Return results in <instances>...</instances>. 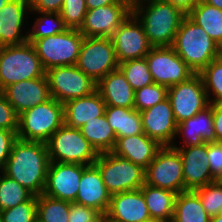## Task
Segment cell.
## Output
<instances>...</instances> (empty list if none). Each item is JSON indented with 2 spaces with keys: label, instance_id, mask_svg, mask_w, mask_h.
Here are the masks:
<instances>
[{
  "label": "cell",
  "instance_id": "e575fe53",
  "mask_svg": "<svg viewBox=\"0 0 222 222\" xmlns=\"http://www.w3.org/2000/svg\"><path fill=\"white\" fill-rule=\"evenodd\" d=\"M210 104L222 103V56L211 61L200 73Z\"/></svg>",
  "mask_w": 222,
  "mask_h": 222
},
{
  "label": "cell",
  "instance_id": "277c9868",
  "mask_svg": "<svg viewBox=\"0 0 222 222\" xmlns=\"http://www.w3.org/2000/svg\"><path fill=\"white\" fill-rule=\"evenodd\" d=\"M45 73L30 42L0 47V92L10 84L43 77Z\"/></svg>",
  "mask_w": 222,
  "mask_h": 222
},
{
  "label": "cell",
  "instance_id": "f35d334b",
  "mask_svg": "<svg viewBox=\"0 0 222 222\" xmlns=\"http://www.w3.org/2000/svg\"><path fill=\"white\" fill-rule=\"evenodd\" d=\"M37 196L10 209L0 211L2 222H37Z\"/></svg>",
  "mask_w": 222,
  "mask_h": 222
},
{
  "label": "cell",
  "instance_id": "7bdbcfd3",
  "mask_svg": "<svg viewBox=\"0 0 222 222\" xmlns=\"http://www.w3.org/2000/svg\"><path fill=\"white\" fill-rule=\"evenodd\" d=\"M17 139V131L0 129V172L3 171L13 144Z\"/></svg>",
  "mask_w": 222,
  "mask_h": 222
},
{
  "label": "cell",
  "instance_id": "30bf717a",
  "mask_svg": "<svg viewBox=\"0 0 222 222\" xmlns=\"http://www.w3.org/2000/svg\"><path fill=\"white\" fill-rule=\"evenodd\" d=\"M51 97L64 104L96 90L97 83L76 65L54 67L45 73Z\"/></svg>",
  "mask_w": 222,
  "mask_h": 222
},
{
  "label": "cell",
  "instance_id": "7c38bea8",
  "mask_svg": "<svg viewBox=\"0 0 222 222\" xmlns=\"http://www.w3.org/2000/svg\"><path fill=\"white\" fill-rule=\"evenodd\" d=\"M145 58L153 82L167 88L195 75L171 46L152 47Z\"/></svg>",
  "mask_w": 222,
  "mask_h": 222
},
{
  "label": "cell",
  "instance_id": "f5cc1de1",
  "mask_svg": "<svg viewBox=\"0 0 222 222\" xmlns=\"http://www.w3.org/2000/svg\"><path fill=\"white\" fill-rule=\"evenodd\" d=\"M98 222H115L111 220L107 215H103Z\"/></svg>",
  "mask_w": 222,
  "mask_h": 222
},
{
  "label": "cell",
  "instance_id": "6da1fadb",
  "mask_svg": "<svg viewBox=\"0 0 222 222\" xmlns=\"http://www.w3.org/2000/svg\"><path fill=\"white\" fill-rule=\"evenodd\" d=\"M49 163L45 142L17 139L2 172L39 196L46 186Z\"/></svg>",
  "mask_w": 222,
  "mask_h": 222
},
{
  "label": "cell",
  "instance_id": "ba28073f",
  "mask_svg": "<svg viewBox=\"0 0 222 222\" xmlns=\"http://www.w3.org/2000/svg\"><path fill=\"white\" fill-rule=\"evenodd\" d=\"M49 160L59 163L92 165L98 153L81 134L79 128L63 124L46 142Z\"/></svg>",
  "mask_w": 222,
  "mask_h": 222
},
{
  "label": "cell",
  "instance_id": "11a10c76",
  "mask_svg": "<svg viewBox=\"0 0 222 222\" xmlns=\"http://www.w3.org/2000/svg\"><path fill=\"white\" fill-rule=\"evenodd\" d=\"M147 222H167V221H164V220H156V219H151Z\"/></svg>",
  "mask_w": 222,
  "mask_h": 222
},
{
  "label": "cell",
  "instance_id": "836d02e7",
  "mask_svg": "<svg viewBox=\"0 0 222 222\" xmlns=\"http://www.w3.org/2000/svg\"><path fill=\"white\" fill-rule=\"evenodd\" d=\"M33 194L16 180L0 172V211L28 201Z\"/></svg>",
  "mask_w": 222,
  "mask_h": 222
},
{
  "label": "cell",
  "instance_id": "7402d4cb",
  "mask_svg": "<svg viewBox=\"0 0 222 222\" xmlns=\"http://www.w3.org/2000/svg\"><path fill=\"white\" fill-rule=\"evenodd\" d=\"M111 195L102 180L100 170L95 164L88 165L82 172L75 203L95 208L106 215Z\"/></svg>",
  "mask_w": 222,
  "mask_h": 222
},
{
  "label": "cell",
  "instance_id": "e0dca14e",
  "mask_svg": "<svg viewBox=\"0 0 222 222\" xmlns=\"http://www.w3.org/2000/svg\"><path fill=\"white\" fill-rule=\"evenodd\" d=\"M144 133L161 146H172L177 134V122L168 98L140 112Z\"/></svg>",
  "mask_w": 222,
  "mask_h": 222
},
{
  "label": "cell",
  "instance_id": "db71d44e",
  "mask_svg": "<svg viewBox=\"0 0 222 222\" xmlns=\"http://www.w3.org/2000/svg\"><path fill=\"white\" fill-rule=\"evenodd\" d=\"M10 0H0V10L9 2Z\"/></svg>",
  "mask_w": 222,
  "mask_h": 222
},
{
  "label": "cell",
  "instance_id": "4fadbf2b",
  "mask_svg": "<svg viewBox=\"0 0 222 222\" xmlns=\"http://www.w3.org/2000/svg\"><path fill=\"white\" fill-rule=\"evenodd\" d=\"M167 98L171 103L177 124L194 117L210 105L202 77L199 74L169 87Z\"/></svg>",
  "mask_w": 222,
  "mask_h": 222
},
{
  "label": "cell",
  "instance_id": "cb8c5ba5",
  "mask_svg": "<svg viewBox=\"0 0 222 222\" xmlns=\"http://www.w3.org/2000/svg\"><path fill=\"white\" fill-rule=\"evenodd\" d=\"M162 147L156 140L142 133L119 137L112 153L146 169Z\"/></svg>",
  "mask_w": 222,
  "mask_h": 222
},
{
  "label": "cell",
  "instance_id": "f6af8a7d",
  "mask_svg": "<svg viewBox=\"0 0 222 222\" xmlns=\"http://www.w3.org/2000/svg\"><path fill=\"white\" fill-rule=\"evenodd\" d=\"M64 0H29L30 12L60 13Z\"/></svg>",
  "mask_w": 222,
  "mask_h": 222
},
{
  "label": "cell",
  "instance_id": "74e56055",
  "mask_svg": "<svg viewBox=\"0 0 222 222\" xmlns=\"http://www.w3.org/2000/svg\"><path fill=\"white\" fill-rule=\"evenodd\" d=\"M202 202V205L210 217L222 213V184L215 182L194 190Z\"/></svg>",
  "mask_w": 222,
  "mask_h": 222
},
{
  "label": "cell",
  "instance_id": "3957f363",
  "mask_svg": "<svg viewBox=\"0 0 222 222\" xmlns=\"http://www.w3.org/2000/svg\"><path fill=\"white\" fill-rule=\"evenodd\" d=\"M183 61L199 74L211 61L221 56L218 46L202 27L185 16L171 46Z\"/></svg>",
  "mask_w": 222,
  "mask_h": 222
},
{
  "label": "cell",
  "instance_id": "ac0fdd59",
  "mask_svg": "<svg viewBox=\"0 0 222 222\" xmlns=\"http://www.w3.org/2000/svg\"><path fill=\"white\" fill-rule=\"evenodd\" d=\"M1 93L12 105L18 116L52 98L46 75L10 84Z\"/></svg>",
  "mask_w": 222,
  "mask_h": 222
},
{
  "label": "cell",
  "instance_id": "f1b7e54d",
  "mask_svg": "<svg viewBox=\"0 0 222 222\" xmlns=\"http://www.w3.org/2000/svg\"><path fill=\"white\" fill-rule=\"evenodd\" d=\"M79 130L98 154L109 153L114 149L116 134L107 122L105 114L88 120Z\"/></svg>",
  "mask_w": 222,
  "mask_h": 222
},
{
  "label": "cell",
  "instance_id": "ab89813d",
  "mask_svg": "<svg viewBox=\"0 0 222 222\" xmlns=\"http://www.w3.org/2000/svg\"><path fill=\"white\" fill-rule=\"evenodd\" d=\"M87 13L85 0H64L60 11L61 18L68 29L79 30Z\"/></svg>",
  "mask_w": 222,
  "mask_h": 222
},
{
  "label": "cell",
  "instance_id": "7dc6e473",
  "mask_svg": "<svg viewBox=\"0 0 222 222\" xmlns=\"http://www.w3.org/2000/svg\"><path fill=\"white\" fill-rule=\"evenodd\" d=\"M169 2L175 7H178L186 15L192 10V8L198 3L199 0H163Z\"/></svg>",
  "mask_w": 222,
  "mask_h": 222
},
{
  "label": "cell",
  "instance_id": "52a82bcc",
  "mask_svg": "<svg viewBox=\"0 0 222 222\" xmlns=\"http://www.w3.org/2000/svg\"><path fill=\"white\" fill-rule=\"evenodd\" d=\"M94 164L100 170L110 195L140 189L145 183V169L112 152L98 155Z\"/></svg>",
  "mask_w": 222,
  "mask_h": 222
},
{
  "label": "cell",
  "instance_id": "681fc988",
  "mask_svg": "<svg viewBox=\"0 0 222 222\" xmlns=\"http://www.w3.org/2000/svg\"><path fill=\"white\" fill-rule=\"evenodd\" d=\"M205 3L222 10V0H203Z\"/></svg>",
  "mask_w": 222,
  "mask_h": 222
},
{
  "label": "cell",
  "instance_id": "ee69618b",
  "mask_svg": "<svg viewBox=\"0 0 222 222\" xmlns=\"http://www.w3.org/2000/svg\"><path fill=\"white\" fill-rule=\"evenodd\" d=\"M208 166L213 176L222 168V143H207Z\"/></svg>",
  "mask_w": 222,
  "mask_h": 222
},
{
  "label": "cell",
  "instance_id": "2e32d148",
  "mask_svg": "<svg viewBox=\"0 0 222 222\" xmlns=\"http://www.w3.org/2000/svg\"><path fill=\"white\" fill-rule=\"evenodd\" d=\"M86 165L50 161L43 194L68 202H75L82 172Z\"/></svg>",
  "mask_w": 222,
  "mask_h": 222
},
{
  "label": "cell",
  "instance_id": "4316f807",
  "mask_svg": "<svg viewBox=\"0 0 222 222\" xmlns=\"http://www.w3.org/2000/svg\"><path fill=\"white\" fill-rule=\"evenodd\" d=\"M104 114L117 139L144 133L141 114L134 108L106 106Z\"/></svg>",
  "mask_w": 222,
  "mask_h": 222
},
{
  "label": "cell",
  "instance_id": "7a4b0ae2",
  "mask_svg": "<svg viewBox=\"0 0 222 222\" xmlns=\"http://www.w3.org/2000/svg\"><path fill=\"white\" fill-rule=\"evenodd\" d=\"M132 13L142 23L153 47L172 46L182 19L178 7L163 0H141L132 5Z\"/></svg>",
  "mask_w": 222,
  "mask_h": 222
},
{
  "label": "cell",
  "instance_id": "d6a6232c",
  "mask_svg": "<svg viewBox=\"0 0 222 222\" xmlns=\"http://www.w3.org/2000/svg\"><path fill=\"white\" fill-rule=\"evenodd\" d=\"M39 14L34 19V24L28 32V40H37L43 37H48L64 32L68 29L60 13H48V12H30V14Z\"/></svg>",
  "mask_w": 222,
  "mask_h": 222
},
{
  "label": "cell",
  "instance_id": "9c48e42d",
  "mask_svg": "<svg viewBox=\"0 0 222 222\" xmlns=\"http://www.w3.org/2000/svg\"><path fill=\"white\" fill-rule=\"evenodd\" d=\"M76 66L94 82L119 67L111 38L84 37Z\"/></svg>",
  "mask_w": 222,
  "mask_h": 222
},
{
  "label": "cell",
  "instance_id": "d590c367",
  "mask_svg": "<svg viewBox=\"0 0 222 222\" xmlns=\"http://www.w3.org/2000/svg\"><path fill=\"white\" fill-rule=\"evenodd\" d=\"M118 69L134 91L154 83L145 57L124 61Z\"/></svg>",
  "mask_w": 222,
  "mask_h": 222
},
{
  "label": "cell",
  "instance_id": "d6986e66",
  "mask_svg": "<svg viewBox=\"0 0 222 222\" xmlns=\"http://www.w3.org/2000/svg\"><path fill=\"white\" fill-rule=\"evenodd\" d=\"M29 12V0H10L0 10V47L28 42V31L26 34L23 32L26 31L24 23L28 21Z\"/></svg>",
  "mask_w": 222,
  "mask_h": 222
},
{
  "label": "cell",
  "instance_id": "f907efd6",
  "mask_svg": "<svg viewBox=\"0 0 222 222\" xmlns=\"http://www.w3.org/2000/svg\"><path fill=\"white\" fill-rule=\"evenodd\" d=\"M213 182L218 183V184H222V168L214 176Z\"/></svg>",
  "mask_w": 222,
  "mask_h": 222
},
{
  "label": "cell",
  "instance_id": "5bb4252c",
  "mask_svg": "<svg viewBox=\"0 0 222 222\" xmlns=\"http://www.w3.org/2000/svg\"><path fill=\"white\" fill-rule=\"evenodd\" d=\"M118 63L145 57L153 47L145 34L142 23L131 13L112 34Z\"/></svg>",
  "mask_w": 222,
  "mask_h": 222
},
{
  "label": "cell",
  "instance_id": "1f68e13d",
  "mask_svg": "<svg viewBox=\"0 0 222 222\" xmlns=\"http://www.w3.org/2000/svg\"><path fill=\"white\" fill-rule=\"evenodd\" d=\"M70 202L45 194L37 196V222H68Z\"/></svg>",
  "mask_w": 222,
  "mask_h": 222
},
{
  "label": "cell",
  "instance_id": "83f0119b",
  "mask_svg": "<svg viewBox=\"0 0 222 222\" xmlns=\"http://www.w3.org/2000/svg\"><path fill=\"white\" fill-rule=\"evenodd\" d=\"M151 219L172 222L177 193L144 183L140 188Z\"/></svg>",
  "mask_w": 222,
  "mask_h": 222
},
{
  "label": "cell",
  "instance_id": "44dd1931",
  "mask_svg": "<svg viewBox=\"0 0 222 222\" xmlns=\"http://www.w3.org/2000/svg\"><path fill=\"white\" fill-rule=\"evenodd\" d=\"M106 215L115 222H147L151 220L140 189L111 195Z\"/></svg>",
  "mask_w": 222,
  "mask_h": 222
},
{
  "label": "cell",
  "instance_id": "816d5d0a",
  "mask_svg": "<svg viewBox=\"0 0 222 222\" xmlns=\"http://www.w3.org/2000/svg\"><path fill=\"white\" fill-rule=\"evenodd\" d=\"M210 222H222V213L211 217Z\"/></svg>",
  "mask_w": 222,
  "mask_h": 222
},
{
  "label": "cell",
  "instance_id": "603a6c76",
  "mask_svg": "<svg viewBox=\"0 0 222 222\" xmlns=\"http://www.w3.org/2000/svg\"><path fill=\"white\" fill-rule=\"evenodd\" d=\"M178 137L183 139V144L177 145L176 142H174L172 145L174 149L183 146L216 142L213 126V104H210L209 107L197 113L194 117L179 123L177 126L176 139Z\"/></svg>",
  "mask_w": 222,
  "mask_h": 222
},
{
  "label": "cell",
  "instance_id": "60d3db41",
  "mask_svg": "<svg viewBox=\"0 0 222 222\" xmlns=\"http://www.w3.org/2000/svg\"><path fill=\"white\" fill-rule=\"evenodd\" d=\"M103 214L95 208L70 202L68 222H98Z\"/></svg>",
  "mask_w": 222,
  "mask_h": 222
},
{
  "label": "cell",
  "instance_id": "9a60e30c",
  "mask_svg": "<svg viewBox=\"0 0 222 222\" xmlns=\"http://www.w3.org/2000/svg\"><path fill=\"white\" fill-rule=\"evenodd\" d=\"M132 4L123 0L120 4H111L97 9L87 10L79 29L84 37H108L130 16Z\"/></svg>",
  "mask_w": 222,
  "mask_h": 222
},
{
  "label": "cell",
  "instance_id": "9f6ffc18",
  "mask_svg": "<svg viewBox=\"0 0 222 222\" xmlns=\"http://www.w3.org/2000/svg\"><path fill=\"white\" fill-rule=\"evenodd\" d=\"M132 5L138 1H141V0H128Z\"/></svg>",
  "mask_w": 222,
  "mask_h": 222
},
{
  "label": "cell",
  "instance_id": "b9f144b4",
  "mask_svg": "<svg viewBox=\"0 0 222 222\" xmlns=\"http://www.w3.org/2000/svg\"><path fill=\"white\" fill-rule=\"evenodd\" d=\"M0 129L17 131L18 115L8 102L6 97L0 92Z\"/></svg>",
  "mask_w": 222,
  "mask_h": 222
},
{
  "label": "cell",
  "instance_id": "8fae6325",
  "mask_svg": "<svg viewBox=\"0 0 222 222\" xmlns=\"http://www.w3.org/2000/svg\"><path fill=\"white\" fill-rule=\"evenodd\" d=\"M145 183L177 194L185 191L180 153L172 146H163L145 169Z\"/></svg>",
  "mask_w": 222,
  "mask_h": 222
},
{
  "label": "cell",
  "instance_id": "bcb514c9",
  "mask_svg": "<svg viewBox=\"0 0 222 222\" xmlns=\"http://www.w3.org/2000/svg\"><path fill=\"white\" fill-rule=\"evenodd\" d=\"M213 126L216 142L222 143V103L213 104Z\"/></svg>",
  "mask_w": 222,
  "mask_h": 222
},
{
  "label": "cell",
  "instance_id": "8d00e7d4",
  "mask_svg": "<svg viewBox=\"0 0 222 222\" xmlns=\"http://www.w3.org/2000/svg\"><path fill=\"white\" fill-rule=\"evenodd\" d=\"M168 88L156 83L135 91L134 109L142 112L167 98Z\"/></svg>",
  "mask_w": 222,
  "mask_h": 222
},
{
  "label": "cell",
  "instance_id": "f546056e",
  "mask_svg": "<svg viewBox=\"0 0 222 222\" xmlns=\"http://www.w3.org/2000/svg\"><path fill=\"white\" fill-rule=\"evenodd\" d=\"M222 48V10L199 0L186 15Z\"/></svg>",
  "mask_w": 222,
  "mask_h": 222
},
{
  "label": "cell",
  "instance_id": "ffe728a7",
  "mask_svg": "<svg viewBox=\"0 0 222 222\" xmlns=\"http://www.w3.org/2000/svg\"><path fill=\"white\" fill-rule=\"evenodd\" d=\"M182 158V170L186 190H196L213 182L208 166L207 143L183 146L176 149Z\"/></svg>",
  "mask_w": 222,
  "mask_h": 222
},
{
  "label": "cell",
  "instance_id": "5b68a950",
  "mask_svg": "<svg viewBox=\"0 0 222 222\" xmlns=\"http://www.w3.org/2000/svg\"><path fill=\"white\" fill-rule=\"evenodd\" d=\"M64 124V104L51 98L18 116L17 138L47 142Z\"/></svg>",
  "mask_w": 222,
  "mask_h": 222
},
{
  "label": "cell",
  "instance_id": "484cf974",
  "mask_svg": "<svg viewBox=\"0 0 222 222\" xmlns=\"http://www.w3.org/2000/svg\"><path fill=\"white\" fill-rule=\"evenodd\" d=\"M106 103L100 93L73 99L64 103V124L72 128H80L88 120L104 115Z\"/></svg>",
  "mask_w": 222,
  "mask_h": 222
},
{
  "label": "cell",
  "instance_id": "d4e9b609",
  "mask_svg": "<svg viewBox=\"0 0 222 222\" xmlns=\"http://www.w3.org/2000/svg\"><path fill=\"white\" fill-rule=\"evenodd\" d=\"M96 90L106 106L134 108L135 91L119 69L106 74L97 83Z\"/></svg>",
  "mask_w": 222,
  "mask_h": 222
},
{
  "label": "cell",
  "instance_id": "c3c4849f",
  "mask_svg": "<svg viewBox=\"0 0 222 222\" xmlns=\"http://www.w3.org/2000/svg\"><path fill=\"white\" fill-rule=\"evenodd\" d=\"M123 0H85L87 10L97 9L99 7L111 4H120Z\"/></svg>",
  "mask_w": 222,
  "mask_h": 222
},
{
  "label": "cell",
  "instance_id": "8992f818",
  "mask_svg": "<svg viewBox=\"0 0 222 222\" xmlns=\"http://www.w3.org/2000/svg\"><path fill=\"white\" fill-rule=\"evenodd\" d=\"M84 36L77 29L28 40L38 55L45 71L60 66L76 65Z\"/></svg>",
  "mask_w": 222,
  "mask_h": 222
},
{
  "label": "cell",
  "instance_id": "4dcf8cb0",
  "mask_svg": "<svg viewBox=\"0 0 222 222\" xmlns=\"http://www.w3.org/2000/svg\"><path fill=\"white\" fill-rule=\"evenodd\" d=\"M210 218L194 190L177 194L172 222H210Z\"/></svg>",
  "mask_w": 222,
  "mask_h": 222
}]
</instances>
